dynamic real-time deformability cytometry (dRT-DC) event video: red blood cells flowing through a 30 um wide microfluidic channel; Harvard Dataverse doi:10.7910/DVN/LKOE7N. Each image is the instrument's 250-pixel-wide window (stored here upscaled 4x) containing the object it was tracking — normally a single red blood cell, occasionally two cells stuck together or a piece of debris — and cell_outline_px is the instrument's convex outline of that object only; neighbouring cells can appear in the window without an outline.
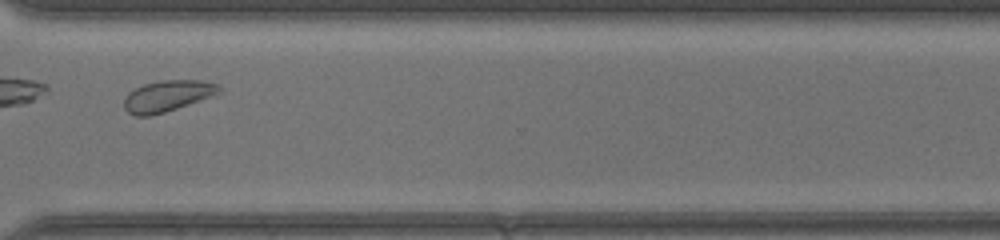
{"species": "common noctule bat (a hibernating species)", "species_latin": "Nyctalus noctula", "temperature_condition": "warm", "stored_images_in_passage": 30, "camera_frame_rate_fps": 3000, "um_per_image_px": 0.085, "animal": {"sex": "female", "body_mass_g": 17.0, "forearm_length_mm": 48.0}, "frame": {"image": 1, "passage_image": 22, "time_ms": 7.0, "image_size_px": [1000, 240], "cell_outline_px": [[220, 92], [188, 104], [152, 116], [136, 116], [128, 112], [124, 108], [124, 100], [128, 92], [144, 84], [160, 80], [204, 80], [216, 84], [220, 88]], "centroid_in_image_um": [14.18, 8.15], "position_along_channel_um": 356.4, "area_um2": 16.99}}